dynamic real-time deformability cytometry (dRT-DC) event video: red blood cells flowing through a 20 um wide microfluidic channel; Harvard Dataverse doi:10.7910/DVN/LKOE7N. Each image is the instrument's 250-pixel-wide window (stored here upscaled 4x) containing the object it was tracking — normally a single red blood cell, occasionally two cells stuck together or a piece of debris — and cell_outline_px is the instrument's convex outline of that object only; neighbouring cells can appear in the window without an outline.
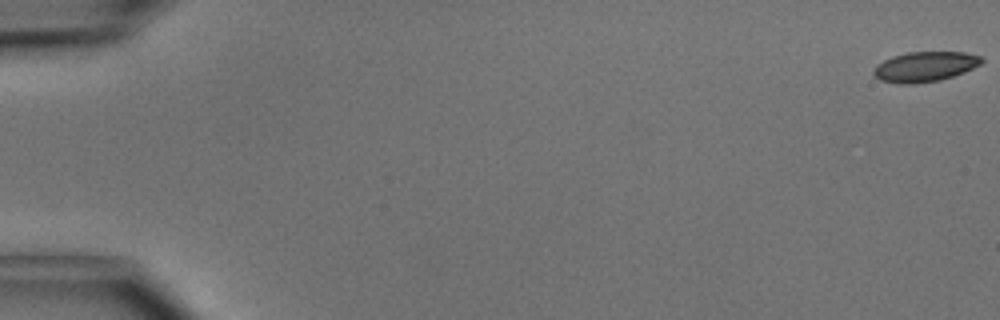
{"species": "common noctule bat (a hibernating species)", "species_latin": "Nyctalus noctula", "temperature_condition": "cold", "stored_images_in_passage": 13, "camera_frame_rate_fps": 3000, "um_per_image_px": 0.085, "animal": {"sex": "male", "body_mass_g": 15.6}, "frame": {"image": 1, "passage_image": 1, "time_ms": 0.0, "image_size_px": [1000, 320], "cell_outline_px": [[984, 60], [980, 64], [964, 72], [940, 80], [916, 84], [896, 84], [880, 80], [872, 72], [876, 64], [892, 56], [908, 52], [964, 52], [980, 56]], "centroid_in_image_um": [78.58, 5.67], "position_along_channel_um": 6.4, "area_um2": 18.96}}
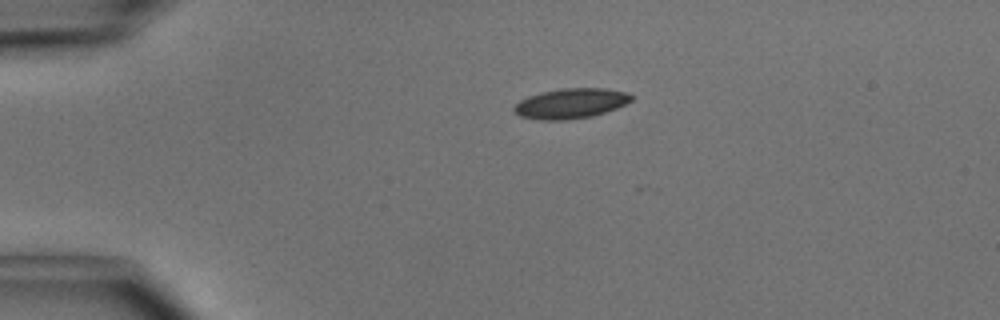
{"frame": {"image": 2, "passage_image": 12, "time_ms": 3.667, "image_size_px": [1000, 320], "cell_outline_px": [[636, 96], [632, 100], [616, 108], [592, 116], [564, 120], [540, 120], [520, 116], [512, 108], [520, 100], [528, 96], [540, 92], [560, 88], [604, 88], [628, 92]], "centroid_in_image_um": [48.53, 8.78], "position_along_channel_um": 36.5, "area_um2": 20.63}}